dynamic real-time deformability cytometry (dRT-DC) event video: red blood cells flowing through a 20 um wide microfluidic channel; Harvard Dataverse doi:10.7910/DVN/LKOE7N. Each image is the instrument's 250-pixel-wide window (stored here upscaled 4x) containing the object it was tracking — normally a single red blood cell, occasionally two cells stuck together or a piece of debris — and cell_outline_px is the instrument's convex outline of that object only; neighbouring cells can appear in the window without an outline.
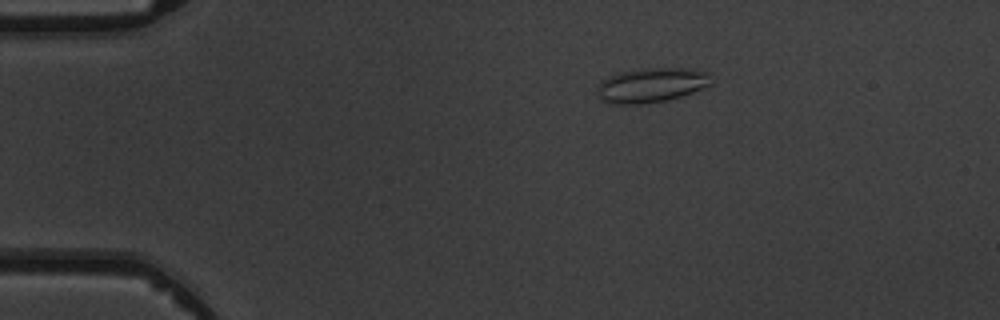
{"species": "common noctule bat (a hibernating species)", "species_latin": "Nyctalus noctula", "temperature_condition": "warm", "stored_images_in_passage": 4, "camera_frame_rate_fps": 3000, "um_per_image_px": 0.085, "animal": {"sex": "male", "body_mass_g": 19.5, "forearm_length_mm": 54.6}, "frame": {"image": 1, "passage_image": 3, "time_ms": 2.333, "image_size_px": [1000, 320], "cell_outline_px": [[712, 84], [692, 92], [668, 100], [640, 104], [608, 104], [600, 100], [596, 88], [608, 76], [620, 72], [644, 68], [688, 68], [708, 72]], "centroid_in_image_um": [55.34, 7.24], "position_along_channel_um": 29.7, "area_um2": 23.0}}